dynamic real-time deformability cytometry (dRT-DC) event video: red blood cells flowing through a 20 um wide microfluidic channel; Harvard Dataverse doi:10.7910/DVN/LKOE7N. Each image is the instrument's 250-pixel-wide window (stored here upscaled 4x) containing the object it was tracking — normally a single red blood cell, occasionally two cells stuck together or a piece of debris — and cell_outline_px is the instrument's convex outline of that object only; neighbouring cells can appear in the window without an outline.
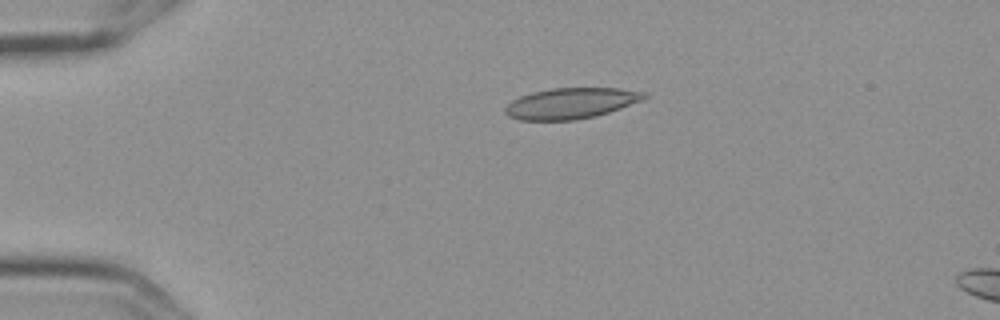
{"species": "Egyptian fruit bat (a non-hibernating species)", "species_latin": "Rousettus aegyptiacus", "temperature_condition": "cold", "stored_images_in_passage": 5, "camera_frame_rate_fps": 3000, "um_per_image_px": 0.085, "frame": {"image": 1, "passage_image": 3, "time_ms": 0.667, "image_size_px": [1000, 320], "cell_outline_px": [[648, 96], [644, 100], [596, 116], [576, 120], [520, 120], [508, 116], [504, 112], [504, 108], [512, 100], [520, 96], [532, 92], [552, 88], [620, 88], [648, 92]], "centroid_in_image_um": [48.55, 8.77], "position_along_channel_um": 36.4, "area_um2": 25.14}}
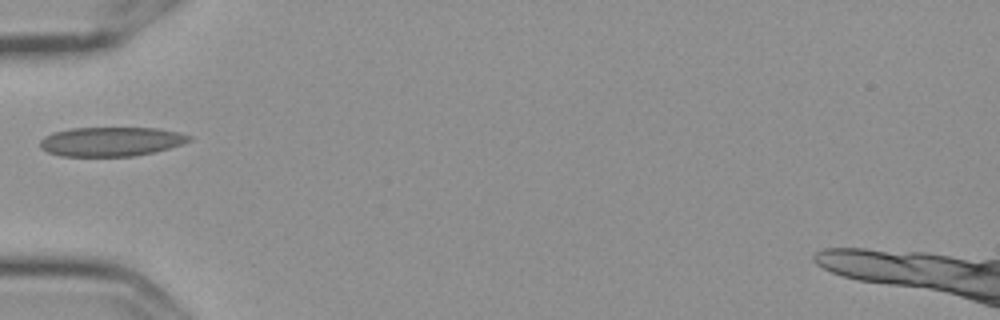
{"frame": {"image": 2, "passage_image": 5, "time_ms": 1.333, "image_size_px": [1000, 320], "cell_outline_px": [[192, 140], [168, 148], [152, 152], [132, 156], [60, 156], [48, 152], [40, 148], [40, 140], [44, 136], [52, 132], [72, 128], [160, 128], [180, 132], [192, 136]], "centroid_in_image_um": [9.42, 12.02], "position_along_channel_um": 75.6, "area_um2": 25.43}}